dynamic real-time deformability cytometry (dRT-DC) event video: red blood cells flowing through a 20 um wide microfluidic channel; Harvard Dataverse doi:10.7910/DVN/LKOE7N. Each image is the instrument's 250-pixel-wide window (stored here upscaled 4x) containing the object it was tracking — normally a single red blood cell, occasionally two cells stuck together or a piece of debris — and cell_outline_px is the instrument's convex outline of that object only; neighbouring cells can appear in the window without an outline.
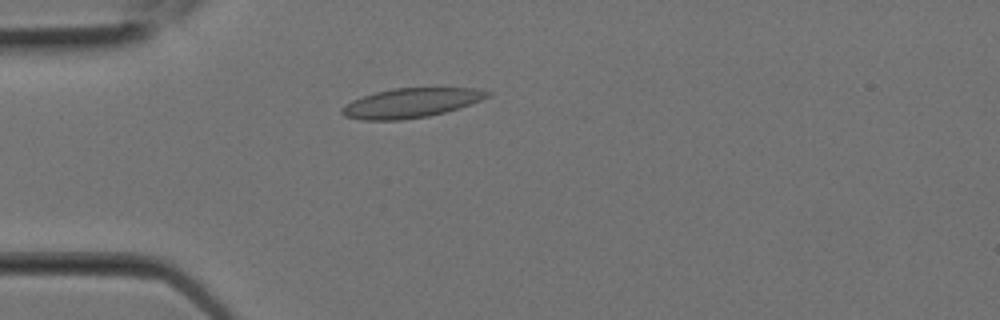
{"species": "Egyptian fruit bat (a non-hibernating species)", "species_latin": "Rousettus aegyptiacus", "temperature_condition": "room temperature", "stored_images_in_passage": 8, "camera_frame_rate_fps": 3000, "um_per_image_px": 0.085, "animal": {"sex": "female"}, "frame": {"image": 1, "passage_image": 6, "time_ms": 1.667, "image_size_px": [1000, 320], "cell_outline_px": [[492, 92], [488, 96], [480, 100], [460, 108], [428, 116], [400, 120], [364, 120], [344, 116], [340, 112], [340, 108], [352, 100], [376, 92], [392, 88], [476, 88]], "centroid_in_image_um": [34.91, 8.75], "position_along_channel_um": 50.1, "area_um2": 24.85}}
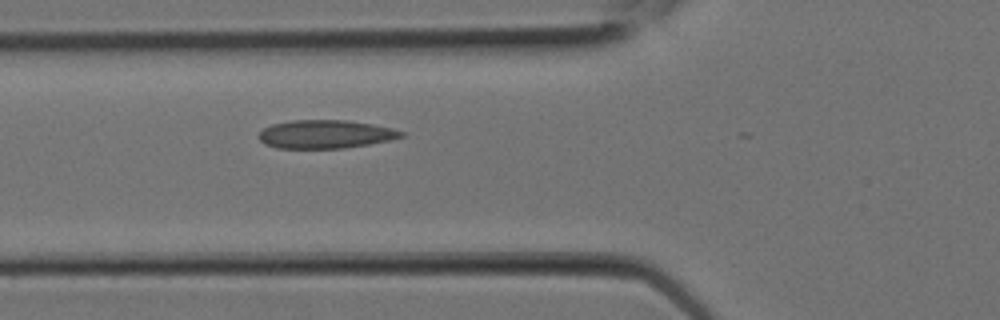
{"frame": {"image": 2, "passage_image": 8, "time_ms": 2.333, "image_size_px": [1000, 320], "cell_outline_px": [[404, 136], [388, 140], [368, 144], [344, 148], [276, 148], [264, 144], [256, 136], [264, 128], [272, 124], [292, 120], [344, 120], [372, 124], [392, 128], [404, 132]], "centroid_in_image_um": [27.62, 11.41], "position_along_channel_um": 98.2, "area_um2": 23.47}}